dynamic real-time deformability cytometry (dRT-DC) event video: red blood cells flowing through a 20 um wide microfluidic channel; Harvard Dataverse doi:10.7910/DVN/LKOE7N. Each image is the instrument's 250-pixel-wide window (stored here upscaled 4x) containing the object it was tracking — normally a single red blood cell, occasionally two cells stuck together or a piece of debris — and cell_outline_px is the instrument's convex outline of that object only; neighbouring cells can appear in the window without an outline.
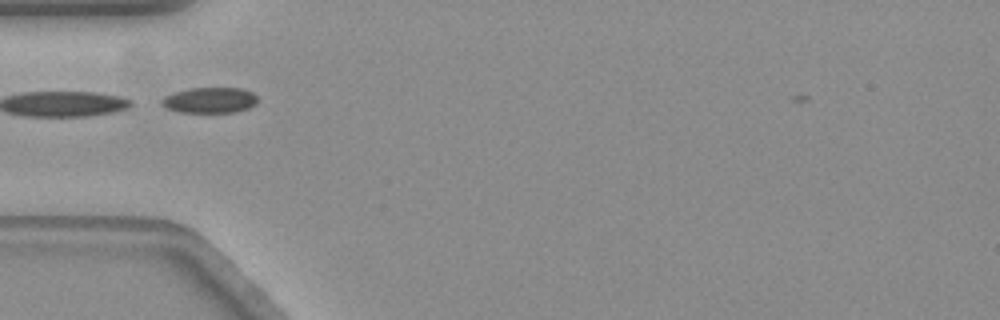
{"species": "common noctule bat (a hibernating species)", "species_latin": "Nyctalus noctula", "temperature_condition": "warm", "stored_images_in_passage": 7, "camera_frame_rate_fps": 3000, "um_per_image_px": 0.085, "animal": {"sex": "female", "body_mass_g": 19.3, "forearm_length_mm": 54.1}, "frame": {"image": 1, "passage_image": 4, "time_ms": 1.0, "image_size_px": [1000, 320], "cell_outline_px": [[256, 104], [248, 108], [232, 112], [180, 112], [168, 108], [160, 104], [160, 100], [164, 96], [176, 92], [192, 88], [244, 88], [252, 92], [256, 96]], "centroid_in_image_um": [17.83, 8.51], "position_along_channel_um": 67.2, "area_um2": 14.22}}